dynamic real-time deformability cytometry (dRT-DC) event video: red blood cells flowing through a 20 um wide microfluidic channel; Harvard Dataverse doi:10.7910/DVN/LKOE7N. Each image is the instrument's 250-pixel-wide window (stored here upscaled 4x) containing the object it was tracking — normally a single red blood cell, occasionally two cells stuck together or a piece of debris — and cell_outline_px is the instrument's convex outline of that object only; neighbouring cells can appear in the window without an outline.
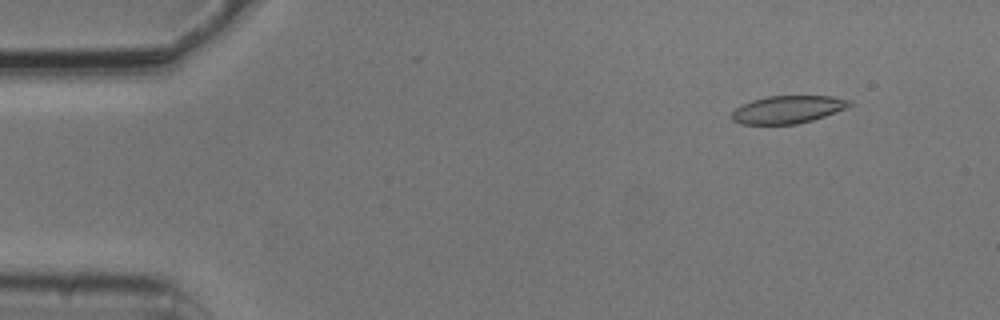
{"species": "common noctule bat (a hibernating species)", "species_latin": "Nyctalus noctula", "temperature_condition": "cold", "stored_images_in_passage": 4, "camera_frame_rate_fps": 3000, "um_per_image_px": 0.085, "animal": {"sex": "male", "body_mass_g": 20.5, "forearm_length_mm": 52.5}, "frame": {"image": 1, "passage_image": 2, "time_ms": 0.333, "image_size_px": [1000, 320], "cell_outline_px": [[852, 104], [848, 108], [812, 120], [796, 124], [740, 124], [732, 120], [732, 112], [736, 108], [752, 100], [768, 96], [832, 96], [852, 100]], "centroid_in_image_um": [66.99, 9.3], "position_along_channel_um": 18.0, "area_um2": 18.96}}
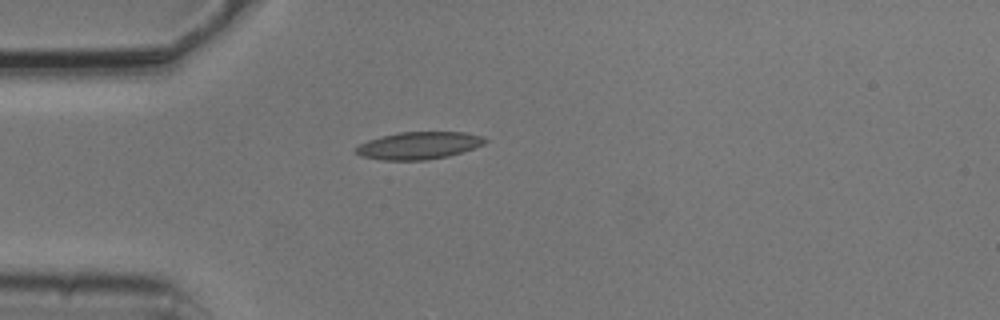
{"frame": {"image": 2, "passage_image": 4, "time_ms": 1.0, "image_size_px": [1000, 320], "cell_outline_px": [[488, 140], [484, 144], [448, 156], [428, 160], [380, 160], [360, 156], [352, 148], [368, 140], [380, 136], [396, 132], [464, 132], [484, 136]], "centroid_in_image_um": [35.55, 12.36], "position_along_channel_um": 49.4, "area_um2": 20.75}}